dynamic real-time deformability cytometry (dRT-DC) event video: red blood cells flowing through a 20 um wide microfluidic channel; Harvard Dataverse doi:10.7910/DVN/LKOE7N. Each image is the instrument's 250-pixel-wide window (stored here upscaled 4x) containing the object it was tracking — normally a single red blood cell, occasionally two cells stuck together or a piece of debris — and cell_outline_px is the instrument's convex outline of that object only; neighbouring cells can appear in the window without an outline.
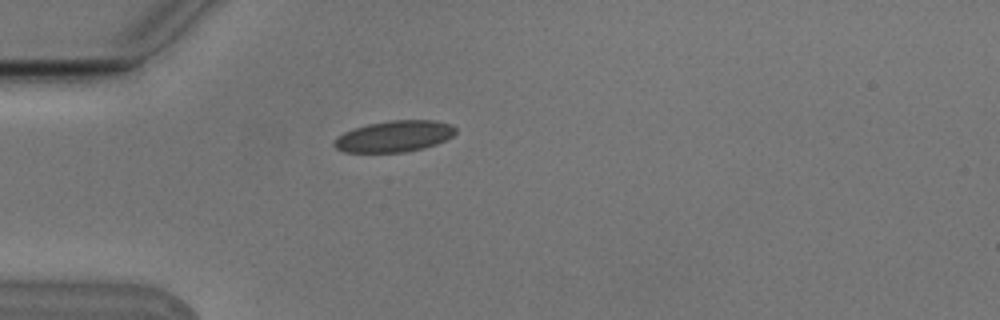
{"species": "Egyptian fruit bat (a non-hibernating species)", "species_latin": "Rousettus aegyptiacus", "temperature_condition": "cold", "stored_images_in_passage": 4, "camera_frame_rate_fps": 3000, "um_per_image_px": 0.085, "animal": {"sex": "male"}, "frame": {"image": 1, "passage_image": 4, "time_ms": 1.0, "image_size_px": [1000, 320], "cell_outline_px": [[456, 132], [452, 136], [436, 144], [424, 148], [404, 152], [344, 152], [336, 148], [332, 144], [336, 136], [344, 132], [368, 124], [392, 120], [432, 120], [452, 124], [456, 128]], "centroid_in_image_um": [33.51, 11.58], "position_along_channel_um": 51.5, "area_um2": 22.08}}